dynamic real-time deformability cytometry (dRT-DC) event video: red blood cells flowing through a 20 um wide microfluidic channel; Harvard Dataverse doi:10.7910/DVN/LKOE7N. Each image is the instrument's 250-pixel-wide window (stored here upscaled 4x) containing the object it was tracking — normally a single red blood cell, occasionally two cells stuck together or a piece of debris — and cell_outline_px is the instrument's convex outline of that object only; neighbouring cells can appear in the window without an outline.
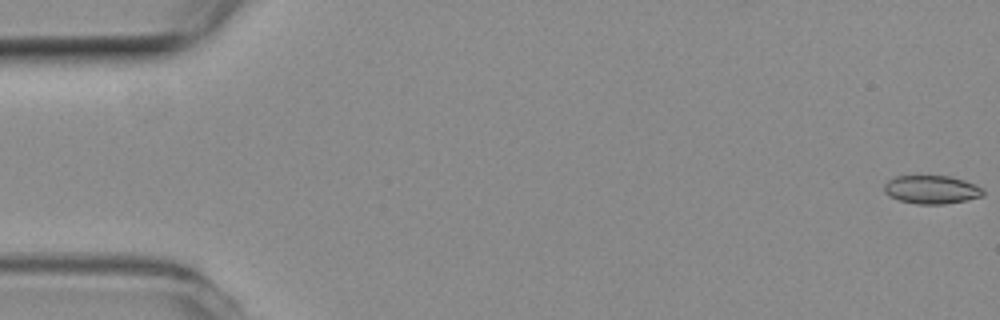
{"species": "common noctule bat (a hibernating species)", "species_latin": "Nyctalus noctula", "temperature_condition": "room temperature", "stored_images_in_passage": 14, "camera_frame_rate_fps": 3000, "um_per_image_px": 0.085, "animal": {"sex": "female", "body_mass_g": 19.3, "forearm_length_mm": 54.1}, "frame": {"image": 1, "passage_image": 1, "time_ms": 0.0, "image_size_px": [1000, 320], "cell_outline_px": [[984, 196], [944, 204], [916, 204], [900, 200], [884, 192], [884, 184], [888, 180], [896, 176], [948, 176], [964, 180], [984, 188]], "centroid_in_image_um": [79.2, 16.11], "position_along_channel_um": 5.8, "area_um2": 16.24}}
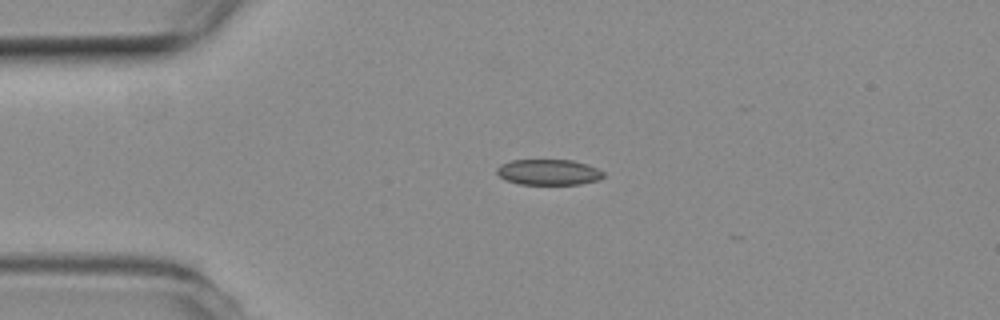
{"frame": {"image": 2, "passage_image": 13, "time_ms": 4.0, "image_size_px": [1000, 320], "cell_outline_px": [[604, 176], [596, 180], [580, 184], [520, 184], [504, 180], [496, 172], [496, 168], [500, 164], [512, 160], [572, 160], [588, 164], [604, 172]], "centroid_in_image_um": [46.6, 14.63], "position_along_channel_um": 38.4, "area_um2": 15.95}}